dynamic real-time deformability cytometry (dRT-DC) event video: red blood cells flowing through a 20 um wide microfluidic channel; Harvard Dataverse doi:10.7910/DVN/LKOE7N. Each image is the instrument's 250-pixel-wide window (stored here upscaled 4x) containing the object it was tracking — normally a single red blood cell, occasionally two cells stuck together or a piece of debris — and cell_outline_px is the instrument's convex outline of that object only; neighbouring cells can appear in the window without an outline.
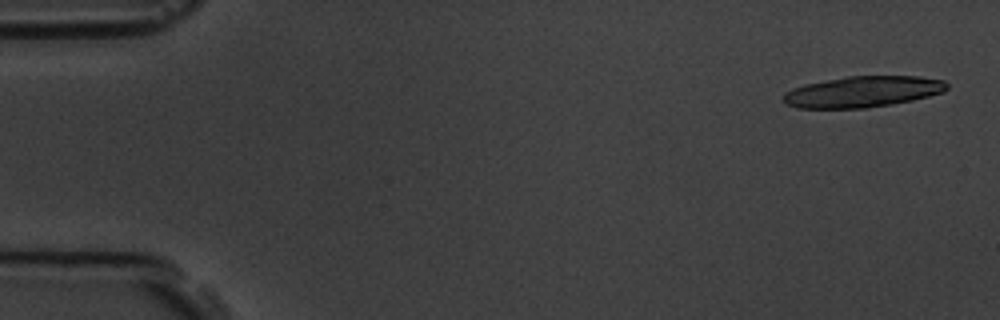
{"species": "common noctule bat (a hibernating species)", "species_latin": "Nyctalus noctula", "temperature_condition": "room temperature", "stored_images_in_passage": 6, "camera_frame_rate_fps": 3000, "um_per_image_px": 0.085, "animal": {"sex": "male", "body_mass_g": 19.5, "forearm_length_mm": 54.6}, "frame": {"image": 1, "passage_image": 1, "time_ms": 0.0, "image_size_px": [1000, 320], "cell_outline_px": [[948, 88], [944, 92], [912, 100], [892, 104], [868, 108], [796, 108], [784, 104], [780, 100], [784, 92], [792, 88], [804, 84], [848, 76], [920, 76], [944, 80], [948, 84]], "centroid_in_image_um": [73.29, 7.8], "position_along_channel_um": 11.7, "area_um2": 29.94}}